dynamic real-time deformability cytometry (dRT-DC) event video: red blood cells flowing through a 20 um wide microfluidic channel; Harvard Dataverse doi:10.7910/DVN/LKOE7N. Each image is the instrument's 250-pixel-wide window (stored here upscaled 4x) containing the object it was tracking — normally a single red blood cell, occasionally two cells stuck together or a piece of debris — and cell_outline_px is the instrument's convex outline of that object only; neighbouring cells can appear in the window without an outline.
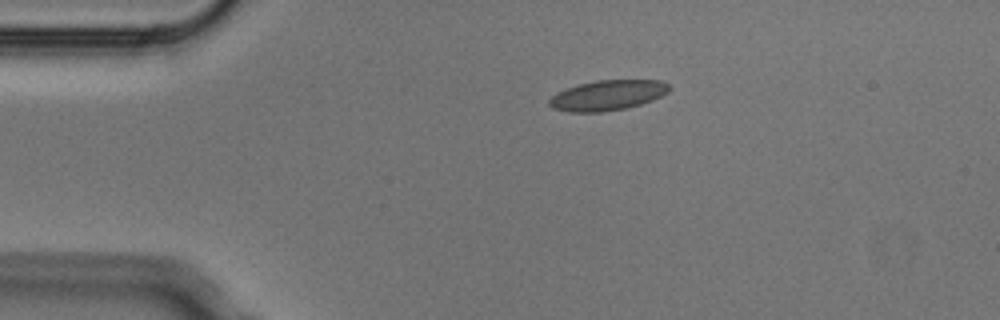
{"species": "Egyptian fruit bat (a non-hibernating species)", "species_latin": "Rousettus aegyptiacus", "temperature_condition": "cold", "stored_images_in_passage": 2, "camera_frame_rate_fps": 3000, "um_per_image_px": 0.085, "animal": {"sex": "male"}, "frame": {"image": 1, "passage_image": 1, "time_ms": 0.0, "image_size_px": [1000, 320], "cell_outline_px": [[672, 88], [668, 92], [652, 100], [640, 104], [624, 108], [600, 112], [568, 112], [552, 108], [548, 104], [548, 100], [556, 92], [580, 84], [596, 80], [660, 80], [668, 84]], "centroid_in_image_um": [51.63, 8.1], "position_along_channel_um": 33.4, "area_um2": 21.04}}